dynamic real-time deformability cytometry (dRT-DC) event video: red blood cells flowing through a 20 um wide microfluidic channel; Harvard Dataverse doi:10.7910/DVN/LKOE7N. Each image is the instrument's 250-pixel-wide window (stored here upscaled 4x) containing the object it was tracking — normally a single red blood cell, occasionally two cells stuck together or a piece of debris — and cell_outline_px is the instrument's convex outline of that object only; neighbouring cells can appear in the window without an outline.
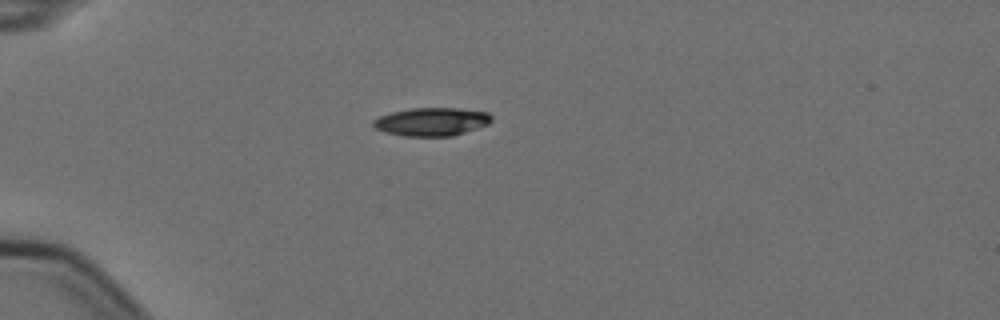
{"species": "Egyptian fruit bat (a non-hibernating species)", "species_latin": "Rousettus aegyptiacus", "temperature_condition": "cold", "stored_images_in_passage": 5, "camera_frame_rate_fps": 3000, "um_per_image_px": 0.085, "animal": {"sex": "female"}, "frame": {"image": 1, "passage_image": 1, "time_ms": 0.0, "image_size_px": [1000, 320], "cell_outline_px": [[492, 120], [488, 124], [452, 136], [404, 136], [384, 132], [376, 128], [372, 124], [372, 120], [380, 116], [392, 112], [412, 108], [460, 108], [488, 112], [492, 116]], "centroid_in_image_um": [36.69, 10.34], "position_along_channel_um": 48.3, "area_um2": 19.42}}
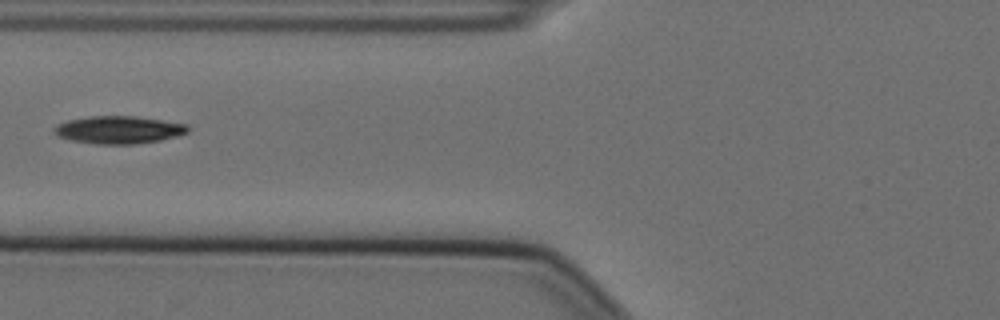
{"frame": {"image": 2, "passage_image": 3, "time_ms": 0.667, "image_size_px": [1000, 320], "cell_outline_px": [[188, 132], [176, 136], [160, 140], [136, 144], [100, 144], [72, 140], [60, 136], [52, 132], [52, 128], [56, 124], [68, 120], [88, 116], [136, 116], [188, 124]], "centroid_in_image_um": [10.08, 11.02], "position_along_channel_um": 115.7, "area_um2": 21.5}}
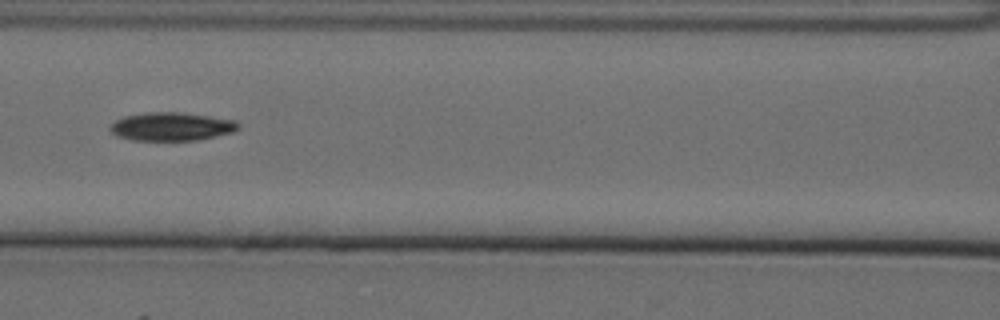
{"frame": {"image": 3, "passage_image": 4, "time_ms": 1.0, "image_size_px": [1000, 320], "cell_outline_px": [[240, 128], [232, 132], [196, 140], [132, 140], [116, 136], [108, 128], [116, 120], [124, 116], [148, 112], [184, 112], [236, 120], [240, 124]], "centroid_in_image_um": [14.58, 10.75], "position_along_channel_um": 152.0, "area_um2": 21.21}}